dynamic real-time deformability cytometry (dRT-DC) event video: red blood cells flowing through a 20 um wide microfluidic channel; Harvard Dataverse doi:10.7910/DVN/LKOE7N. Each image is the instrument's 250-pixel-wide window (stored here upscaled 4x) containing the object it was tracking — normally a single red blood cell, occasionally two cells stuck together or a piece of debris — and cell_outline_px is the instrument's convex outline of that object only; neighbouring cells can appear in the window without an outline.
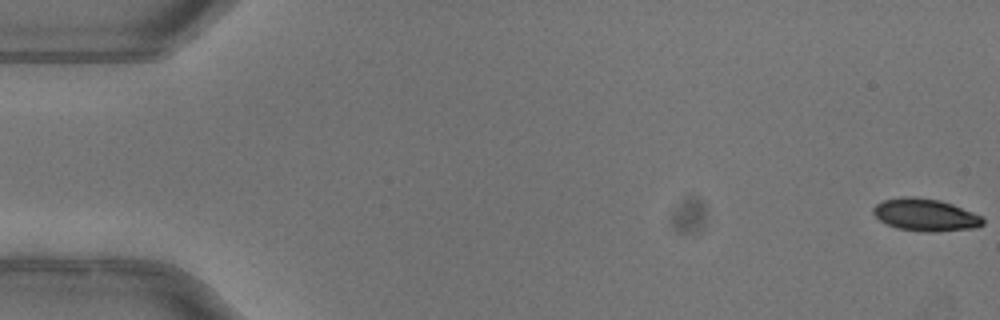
{"species": "common noctule bat (a hibernating species)", "species_latin": "Nyctalus noctula", "temperature_condition": "warm", "stored_images_in_passage": 52, "camera_frame_rate_fps": 3000, "um_per_image_px": 0.085, "animal": {"sex": "female"}, "frame": {"image": 1, "passage_image": 1, "time_ms": 0.0, "image_size_px": [1000, 320], "cell_outline_px": [[984, 224], [976, 228], [936, 232], [924, 232], [896, 228], [880, 220], [872, 212], [872, 208], [876, 204], [884, 200], [900, 196], [912, 196], [940, 200], [952, 204], [972, 212], [980, 216], [984, 220]], "centroid_in_image_um": [78.65, 18.26], "position_along_channel_um": 6.4, "area_um2": 20.75}}
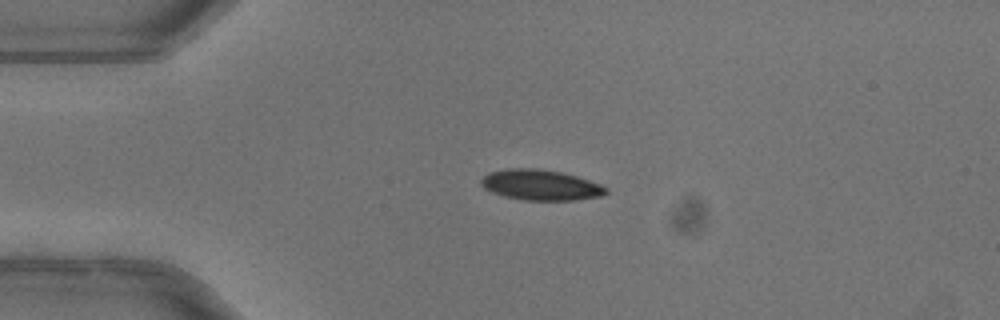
{"frame": {"image": 2, "passage_image": 13, "time_ms": 4.0, "image_size_px": [1000, 320], "cell_outline_px": [[608, 192], [600, 196], [572, 200], [524, 200], [504, 196], [492, 192], [484, 188], [480, 184], [480, 180], [488, 172], [508, 168], [536, 168], [560, 172], [576, 176], [600, 184], [608, 188]], "centroid_in_image_um": [45.92, 15.72], "position_along_channel_um": 39.1, "area_um2": 22.14}}
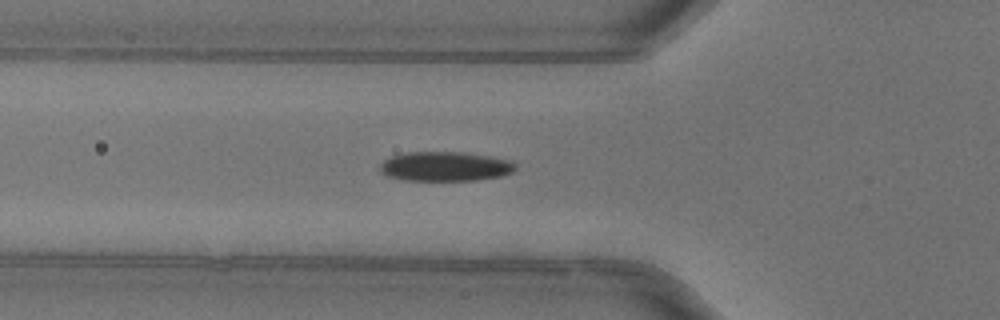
{"frame": {"image": 3, "passage_image": 19, "time_ms": 6.0, "image_size_px": [1000, 320], "cell_outline_px": [[516, 168], [512, 172], [500, 176], [476, 180], [404, 180], [388, 176], [380, 172], [380, 164], [384, 160], [392, 156], [408, 152], [464, 152], [492, 156], [512, 160], [516, 164]], "centroid_in_image_um": [37.87, 14.14], "position_along_channel_um": 87.9, "area_um2": 23.35}, "authors_computed_cell_mechanics": {"area_um2": 22.7732, "velocity_mm_per_s": 4.0196, "shape_relaxation_time_tau1_ms": 4.9363, "shape_relaxation_time_tau2_ms": null, "deformation_change_tau1": 0.1574, "deformation_change_tau2": null}}